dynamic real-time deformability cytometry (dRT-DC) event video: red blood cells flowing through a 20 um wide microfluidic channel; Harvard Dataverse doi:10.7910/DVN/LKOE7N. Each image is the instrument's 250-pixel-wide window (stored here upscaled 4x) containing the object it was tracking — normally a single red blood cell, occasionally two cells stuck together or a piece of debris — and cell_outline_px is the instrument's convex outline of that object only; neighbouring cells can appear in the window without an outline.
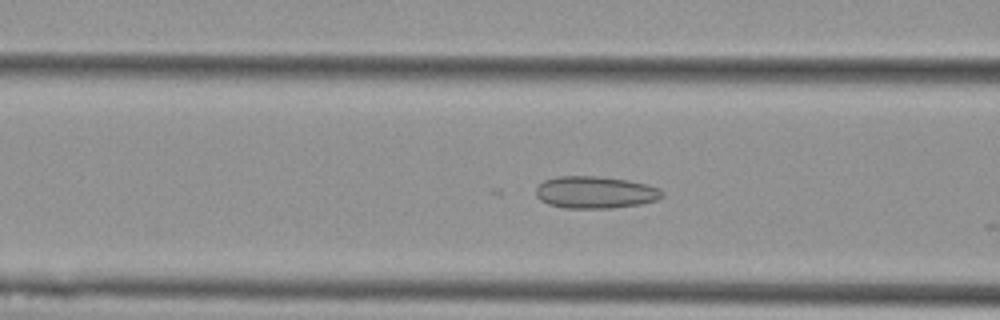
{"species": "Egyptian fruit bat (a non-hibernating species)", "species_latin": "Rousettus aegyptiacus", "temperature_condition": "cold", "stored_images_in_passage": 22, "camera_frame_rate_fps": 3000, "um_per_image_px": 0.085, "animal": {"sex": "female"}, "frame": {"image": 1, "passage_image": 21, "time_ms": 6.667, "image_size_px": [1000, 320], "cell_outline_px": [[664, 196], [656, 200], [640, 204], [612, 208], [564, 208], [548, 204], [540, 200], [536, 196], [536, 188], [544, 180], [560, 176], [596, 176], [628, 180], [648, 184], [660, 188], [664, 192]], "centroid_in_image_um": [50.62, 16.35], "position_along_channel_um": 116.0, "area_um2": 23.76}}